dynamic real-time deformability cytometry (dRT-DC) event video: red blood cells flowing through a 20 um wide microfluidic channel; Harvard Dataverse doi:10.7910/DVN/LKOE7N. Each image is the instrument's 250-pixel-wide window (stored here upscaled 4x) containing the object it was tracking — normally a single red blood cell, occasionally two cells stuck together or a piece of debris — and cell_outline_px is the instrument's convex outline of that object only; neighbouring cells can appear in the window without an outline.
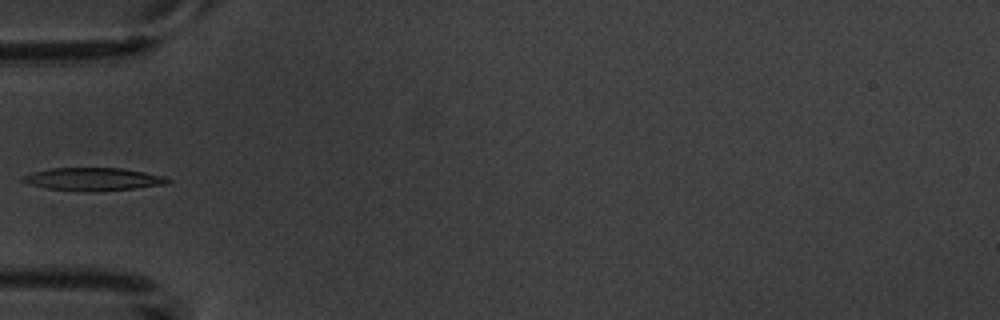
{"species": "common noctule bat (a hibernating species)", "species_latin": "Nyctalus noctula", "temperature_condition": "warm", "stored_images_in_passage": 4, "camera_frame_rate_fps": 3000, "um_per_image_px": 0.085, "animal": {"sex": "male", "body_mass_g": 20.1, "forearm_length_mm": 53.5}, "frame": {"image": 1, "passage_image": 4, "time_ms": 4.0, "image_size_px": [1000, 320], "cell_outline_px": [[172, 180], [164, 184], [136, 188], [92, 192], [84, 192], [48, 188], [32, 184], [20, 180], [20, 176], [32, 172], [52, 168], [120, 168], [144, 172], [164, 176]], "centroid_in_image_um": [7.9, 15.23], "position_along_channel_um": 77.1, "area_um2": 19.25}}